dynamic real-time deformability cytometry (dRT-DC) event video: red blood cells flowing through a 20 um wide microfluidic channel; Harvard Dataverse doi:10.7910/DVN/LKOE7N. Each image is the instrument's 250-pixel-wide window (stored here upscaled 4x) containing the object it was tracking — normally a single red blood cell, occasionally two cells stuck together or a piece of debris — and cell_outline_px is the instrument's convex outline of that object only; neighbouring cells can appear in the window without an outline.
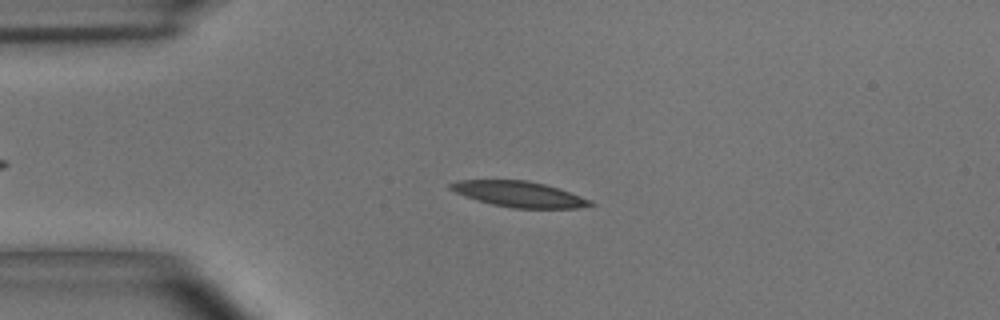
{"species": "common noctule bat (a hibernating species)", "species_latin": "Nyctalus noctula", "temperature_condition": "room temperature", "stored_images_in_passage": 55, "camera_frame_rate_fps": 3000, "um_per_image_px": 0.085, "animal": {"sex": "male", "body_mass_g": 15.6}, "frame": {"image": 1, "passage_image": 13, "time_ms": 4.0, "image_size_px": [1000, 320], "cell_outline_px": [[596, 204], [580, 208], [512, 208], [492, 204], [476, 200], [464, 196], [448, 188], [448, 184], [460, 180], [528, 180], [560, 188], [592, 200]], "centroid_in_image_um": [44.15, 16.5], "position_along_channel_um": 40.9, "area_um2": 21.04}}
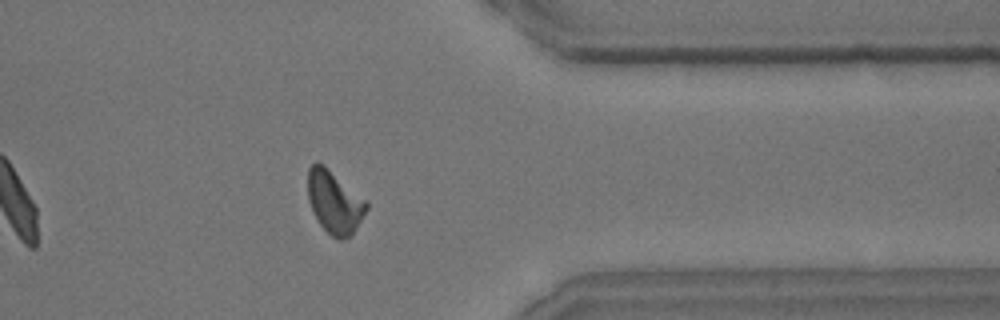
{"frame": {"image": 2, "passage_image": 44, "time_ms": 14.333, "image_size_px": [1000, 320], "cell_outline_px": [[368, 208], [356, 228], [348, 236], [340, 240], [336, 240], [320, 224], [312, 212], [308, 200], [308, 168], [316, 160], [324, 164], [364, 200], [368, 204]], "centroid_in_image_um": [28.38, 17.16], "position_along_channel_um": 383.0, "area_um2": 21.1}}
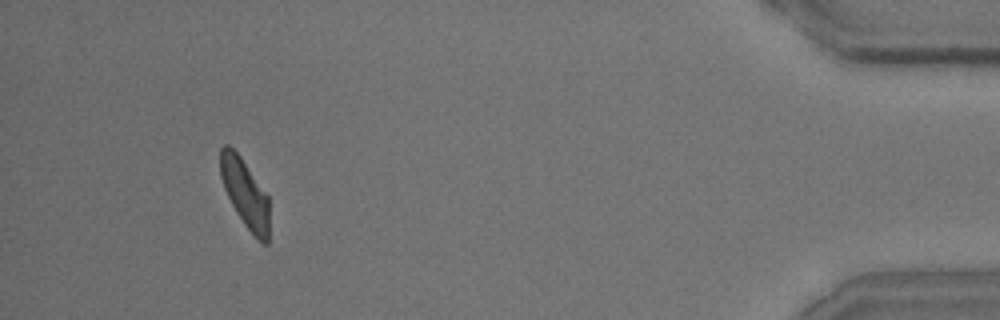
{"frame": {"image": 3, "passage_image": 51, "time_ms": 16.667, "image_size_px": [1000, 320], "cell_outline_px": [[268, 244], [264, 244], [256, 240], [244, 224], [236, 212], [224, 188], [220, 176], [220, 148], [224, 144], [228, 144], [240, 156], [268, 196]], "centroid_in_image_um": [20.81, 16.44], "position_along_channel_um": 414.4, "area_um2": 19.36}, "authors_computed_cell_mechanics": {"area_um2": 21.1548, "velocity_mm_per_s": 3.656, "shape_relaxation_time_tau1_ms": 4.4423, "shape_relaxation_time_tau2_ms": 3.2914, "deformation_change_tau1": 0.1513, "deformation_change_tau2": 0.1043}}